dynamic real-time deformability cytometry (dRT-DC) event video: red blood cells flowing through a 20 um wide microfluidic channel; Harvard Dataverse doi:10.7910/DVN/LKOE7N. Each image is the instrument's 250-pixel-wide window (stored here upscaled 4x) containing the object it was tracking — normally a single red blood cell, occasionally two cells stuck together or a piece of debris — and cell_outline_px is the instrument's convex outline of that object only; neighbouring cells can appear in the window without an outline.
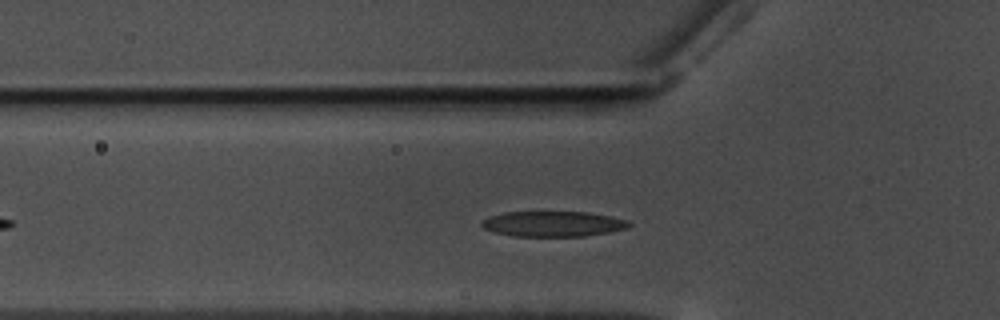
{"species": "common noctule bat (a hibernating species)", "species_latin": "Nyctalus noctula", "temperature_condition": "warm", "stored_images_in_passage": 45, "camera_frame_rate_fps": 3000, "um_per_image_px": 0.085, "animal": {"sex": "male", "body_mass_g": 17.5, "forearm_length_mm": 52.3}, "frame": {"image": 1, "passage_image": 10, "time_ms": 3.0, "image_size_px": [1000, 320], "cell_outline_px": [[632, 224], [628, 228], [608, 232], [584, 236], [516, 236], [496, 232], [484, 228], [480, 224], [488, 216], [504, 212], [588, 212], [628, 220]], "centroid_in_image_um": [47.02, 19.02], "position_along_channel_um": 78.8, "area_um2": 21.62}}
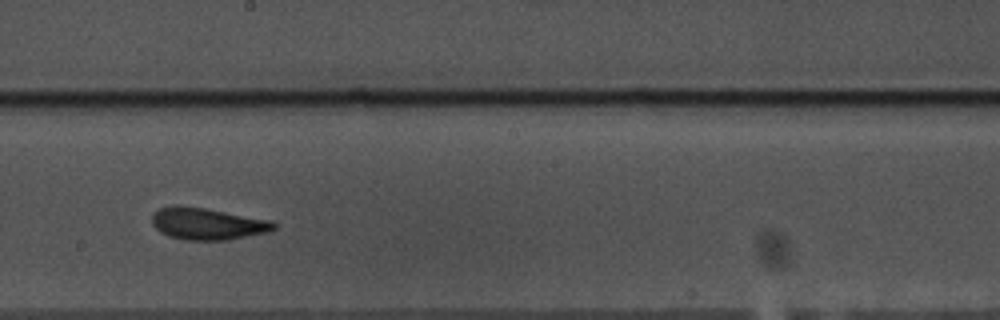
{"frame": {"image": 2, "passage_image": 23, "time_ms": 7.333, "image_size_px": [1000, 320], "cell_outline_px": [[276, 228], [268, 232], [228, 240], [184, 240], [168, 236], [160, 232], [152, 224], [152, 212], [160, 208], [172, 204], [176, 204], [204, 208], [272, 220], [276, 224]], "centroid_in_image_um": [17.6, 19.01], "position_along_channel_um": 230.6, "area_um2": 22.89}}
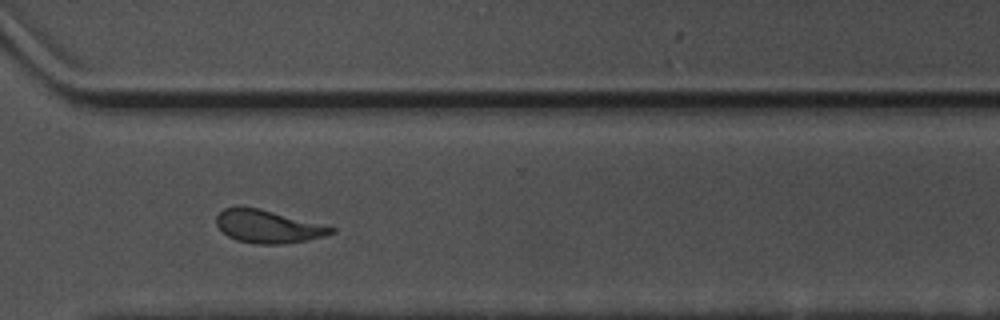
{"frame": {"image": 3, "passage_image": 33, "time_ms": 10.667, "image_size_px": [1000, 320], "cell_outline_px": [[336, 232], [324, 236], [308, 240], [280, 244], [256, 244], [236, 240], [228, 236], [216, 224], [216, 216], [224, 208], [236, 204], [260, 208], [336, 228]], "centroid_in_image_um": [22.74, 19.23], "position_along_channel_um": 347.9, "area_um2": 22.2}, "authors_computed_cell_mechanics": {"area_um2": 22.0218, "velocity_mm_per_s": 3.5138, "shape_relaxation_time_tau1_ms": 4.2183, "shape_relaxation_time_tau2_ms": 1.8515, "deformation_change_tau1": 0.1644, "deformation_change_tau2": 0.1041}}